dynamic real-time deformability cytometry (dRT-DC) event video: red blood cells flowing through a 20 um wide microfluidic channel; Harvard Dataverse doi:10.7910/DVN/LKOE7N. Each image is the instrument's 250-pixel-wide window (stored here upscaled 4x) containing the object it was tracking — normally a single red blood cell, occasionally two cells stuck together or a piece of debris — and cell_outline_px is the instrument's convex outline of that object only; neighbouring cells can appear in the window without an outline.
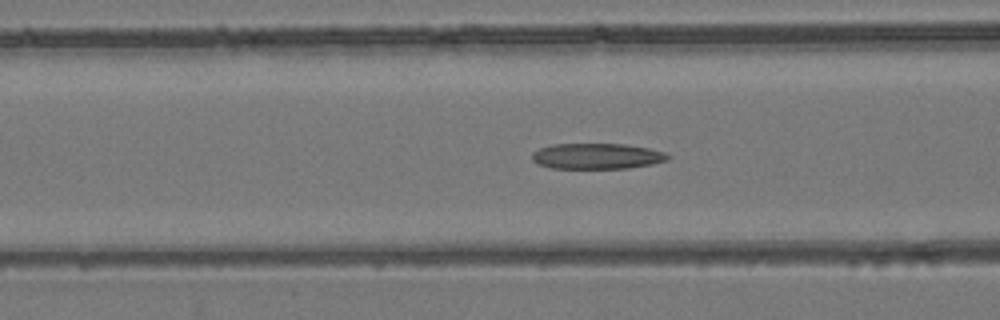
{"species": "common noctule bat (a hibernating species)", "species_latin": "Nyctalus noctula", "temperature_condition": "room temperature", "stored_images_in_passage": 39, "camera_frame_rate_fps": 3000, "um_per_image_px": 0.085, "animal": {"sex": "female", "body_mass_g": 24.6, "forearm_length_mm": 56.2}, "frame": {"image": 1, "passage_image": 7, "time_ms": 2.0, "image_size_px": [1000, 320], "cell_outline_px": [[672, 156], [668, 160], [652, 164], [628, 168], [552, 168], [536, 164], [532, 160], [532, 152], [540, 148], [552, 144], [624, 144], [648, 148], [664, 152]], "centroid_in_image_um": [50.73, 13.27], "position_along_channel_um": 115.9, "area_um2": 20.4}}
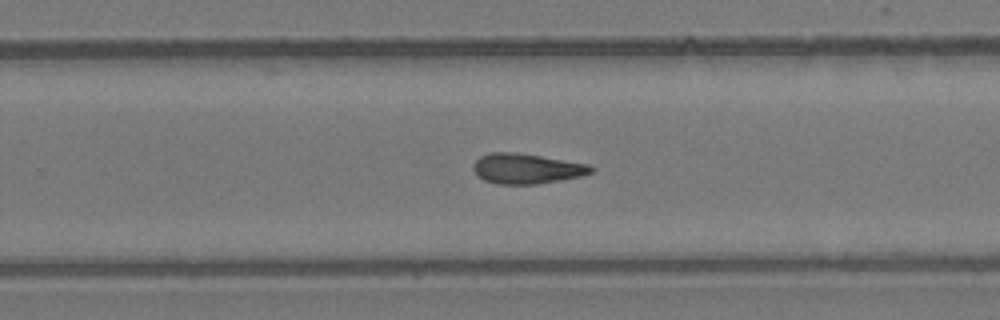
{"frame": {"image": 2, "passage_image": 20, "time_ms": 6.333, "image_size_px": [1000, 320], "cell_outline_px": [[596, 168], [592, 172], [580, 176], [560, 180], [536, 184], [496, 184], [484, 180], [476, 176], [472, 168], [472, 164], [480, 156], [488, 152], [516, 152], [588, 164]], "centroid_in_image_um": [44.7, 14.33], "position_along_channel_um": 285.1, "area_um2": 20.81}}
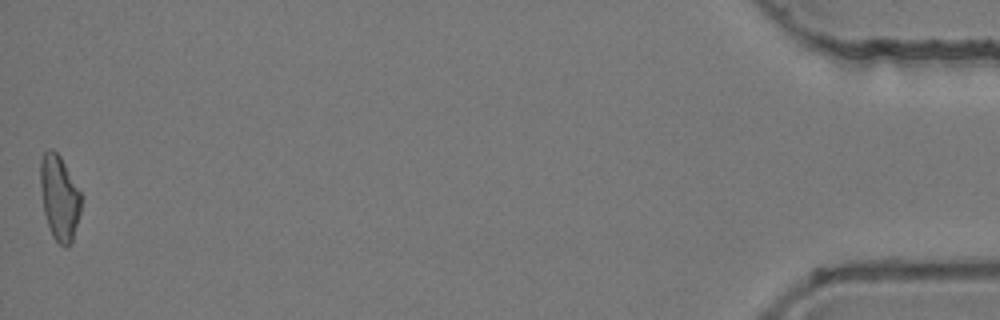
{"frame": {"image": 3, "passage_image": 39, "time_ms": 12.667, "image_size_px": [1000, 320], "cell_outline_px": [[80, 212], [72, 244], [68, 248], [64, 248], [52, 236], [44, 212], [40, 184], [40, 160], [44, 152], [48, 148], [52, 148], [60, 156], [80, 192]], "centroid_in_image_um": [5.04, 16.82], "position_along_channel_um": 430.2, "area_um2": 20.06}, "authors_computed_cell_mechanics": {"area_um2": 20.4034, "velocity_mm_per_s": 3.9052, "shape_relaxation_time_tau1_ms": null, "shape_relaxation_time_tau2_ms": 4.4119, "deformation_change_tau1": null, "deformation_change_tau2": 0.134}}